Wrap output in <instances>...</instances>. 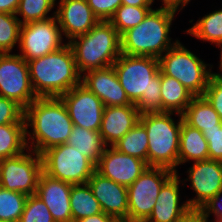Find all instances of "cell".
Here are the masks:
<instances>
[{
    "instance_id": "obj_1",
    "label": "cell",
    "mask_w": 222,
    "mask_h": 222,
    "mask_svg": "<svg viewBox=\"0 0 222 222\" xmlns=\"http://www.w3.org/2000/svg\"><path fill=\"white\" fill-rule=\"evenodd\" d=\"M24 119L27 148L40 155L51 147L65 144L74 126L59 97L36 98L24 109Z\"/></svg>"
},
{
    "instance_id": "obj_2",
    "label": "cell",
    "mask_w": 222,
    "mask_h": 222,
    "mask_svg": "<svg viewBox=\"0 0 222 222\" xmlns=\"http://www.w3.org/2000/svg\"><path fill=\"white\" fill-rule=\"evenodd\" d=\"M113 67L127 97L140 113L161 112V71L158 58L121 53Z\"/></svg>"
},
{
    "instance_id": "obj_3",
    "label": "cell",
    "mask_w": 222,
    "mask_h": 222,
    "mask_svg": "<svg viewBox=\"0 0 222 222\" xmlns=\"http://www.w3.org/2000/svg\"><path fill=\"white\" fill-rule=\"evenodd\" d=\"M33 90L37 97H60L81 84L71 47L60 49L27 62Z\"/></svg>"
},
{
    "instance_id": "obj_4",
    "label": "cell",
    "mask_w": 222,
    "mask_h": 222,
    "mask_svg": "<svg viewBox=\"0 0 222 222\" xmlns=\"http://www.w3.org/2000/svg\"><path fill=\"white\" fill-rule=\"evenodd\" d=\"M178 9L160 6L152 9L137 26L125 31L121 36V53L160 58L177 41L169 32Z\"/></svg>"
},
{
    "instance_id": "obj_5",
    "label": "cell",
    "mask_w": 222,
    "mask_h": 222,
    "mask_svg": "<svg viewBox=\"0 0 222 222\" xmlns=\"http://www.w3.org/2000/svg\"><path fill=\"white\" fill-rule=\"evenodd\" d=\"M67 43L81 75L90 70L112 66L121 55L120 35L109 21H99L87 33Z\"/></svg>"
},
{
    "instance_id": "obj_6",
    "label": "cell",
    "mask_w": 222,
    "mask_h": 222,
    "mask_svg": "<svg viewBox=\"0 0 222 222\" xmlns=\"http://www.w3.org/2000/svg\"><path fill=\"white\" fill-rule=\"evenodd\" d=\"M174 112H145L140 114L139 121L144 125L148 136V166L163 167L177 173L180 129L179 121L171 116Z\"/></svg>"
},
{
    "instance_id": "obj_7",
    "label": "cell",
    "mask_w": 222,
    "mask_h": 222,
    "mask_svg": "<svg viewBox=\"0 0 222 222\" xmlns=\"http://www.w3.org/2000/svg\"><path fill=\"white\" fill-rule=\"evenodd\" d=\"M210 65L199 59L179 40L159 58L160 71L177 79L194 96L204 95L213 74Z\"/></svg>"
},
{
    "instance_id": "obj_8",
    "label": "cell",
    "mask_w": 222,
    "mask_h": 222,
    "mask_svg": "<svg viewBox=\"0 0 222 222\" xmlns=\"http://www.w3.org/2000/svg\"><path fill=\"white\" fill-rule=\"evenodd\" d=\"M41 157L46 174L71 184L87 183L96 171L89 158L67 143L47 149Z\"/></svg>"
},
{
    "instance_id": "obj_9",
    "label": "cell",
    "mask_w": 222,
    "mask_h": 222,
    "mask_svg": "<svg viewBox=\"0 0 222 222\" xmlns=\"http://www.w3.org/2000/svg\"><path fill=\"white\" fill-rule=\"evenodd\" d=\"M174 174L163 167H147L128 189L127 220L145 222L151 215L163 184Z\"/></svg>"
},
{
    "instance_id": "obj_10",
    "label": "cell",
    "mask_w": 222,
    "mask_h": 222,
    "mask_svg": "<svg viewBox=\"0 0 222 222\" xmlns=\"http://www.w3.org/2000/svg\"><path fill=\"white\" fill-rule=\"evenodd\" d=\"M42 171L41 155L28 149L27 153L0 160V187L34 195Z\"/></svg>"
},
{
    "instance_id": "obj_11",
    "label": "cell",
    "mask_w": 222,
    "mask_h": 222,
    "mask_svg": "<svg viewBox=\"0 0 222 222\" xmlns=\"http://www.w3.org/2000/svg\"><path fill=\"white\" fill-rule=\"evenodd\" d=\"M0 96L15 101L23 109L38 98L27 61L19 54L0 53Z\"/></svg>"
},
{
    "instance_id": "obj_12",
    "label": "cell",
    "mask_w": 222,
    "mask_h": 222,
    "mask_svg": "<svg viewBox=\"0 0 222 222\" xmlns=\"http://www.w3.org/2000/svg\"><path fill=\"white\" fill-rule=\"evenodd\" d=\"M62 36L55 16L22 24L18 43L21 51L19 55L27 62L45 56L65 45Z\"/></svg>"
},
{
    "instance_id": "obj_13",
    "label": "cell",
    "mask_w": 222,
    "mask_h": 222,
    "mask_svg": "<svg viewBox=\"0 0 222 222\" xmlns=\"http://www.w3.org/2000/svg\"><path fill=\"white\" fill-rule=\"evenodd\" d=\"M59 98L65 104L73 125L99 132L105 105L93 92L80 84Z\"/></svg>"
},
{
    "instance_id": "obj_14",
    "label": "cell",
    "mask_w": 222,
    "mask_h": 222,
    "mask_svg": "<svg viewBox=\"0 0 222 222\" xmlns=\"http://www.w3.org/2000/svg\"><path fill=\"white\" fill-rule=\"evenodd\" d=\"M188 179L196 197L187 200L190 208H201L222 192V162L211 159L196 161L189 168Z\"/></svg>"
},
{
    "instance_id": "obj_15",
    "label": "cell",
    "mask_w": 222,
    "mask_h": 222,
    "mask_svg": "<svg viewBox=\"0 0 222 222\" xmlns=\"http://www.w3.org/2000/svg\"><path fill=\"white\" fill-rule=\"evenodd\" d=\"M148 167L137 157L119 152L115 147H106L104 154L96 164V171L114 182L130 186Z\"/></svg>"
},
{
    "instance_id": "obj_16",
    "label": "cell",
    "mask_w": 222,
    "mask_h": 222,
    "mask_svg": "<svg viewBox=\"0 0 222 222\" xmlns=\"http://www.w3.org/2000/svg\"><path fill=\"white\" fill-rule=\"evenodd\" d=\"M58 4L55 17L68 42L87 33L99 22L86 0H60Z\"/></svg>"
},
{
    "instance_id": "obj_17",
    "label": "cell",
    "mask_w": 222,
    "mask_h": 222,
    "mask_svg": "<svg viewBox=\"0 0 222 222\" xmlns=\"http://www.w3.org/2000/svg\"><path fill=\"white\" fill-rule=\"evenodd\" d=\"M81 84L100 98L106 107L133 104L121 86L113 65L85 72Z\"/></svg>"
},
{
    "instance_id": "obj_18",
    "label": "cell",
    "mask_w": 222,
    "mask_h": 222,
    "mask_svg": "<svg viewBox=\"0 0 222 222\" xmlns=\"http://www.w3.org/2000/svg\"><path fill=\"white\" fill-rule=\"evenodd\" d=\"M88 185L94 197L99 201L102 211L115 220H127L128 189L95 171Z\"/></svg>"
},
{
    "instance_id": "obj_19",
    "label": "cell",
    "mask_w": 222,
    "mask_h": 222,
    "mask_svg": "<svg viewBox=\"0 0 222 222\" xmlns=\"http://www.w3.org/2000/svg\"><path fill=\"white\" fill-rule=\"evenodd\" d=\"M73 184L51 177L42 171L35 195L48 207L55 222H73L70 192Z\"/></svg>"
},
{
    "instance_id": "obj_20",
    "label": "cell",
    "mask_w": 222,
    "mask_h": 222,
    "mask_svg": "<svg viewBox=\"0 0 222 222\" xmlns=\"http://www.w3.org/2000/svg\"><path fill=\"white\" fill-rule=\"evenodd\" d=\"M140 114L134 103L124 106H105L99 129L105 144L110 147L118 142L139 122Z\"/></svg>"
},
{
    "instance_id": "obj_21",
    "label": "cell",
    "mask_w": 222,
    "mask_h": 222,
    "mask_svg": "<svg viewBox=\"0 0 222 222\" xmlns=\"http://www.w3.org/2000/svg\"><path fill=\"white\" fill-rule=\"evenodd\" d=\"M179 173H174L161 187L154 209L145 222H175L190 206L185 201L180 205L181 182Z\"/></svg>"
},
{
    "instance_id": "obj_22",
    "label": "cell",
    "mask_w": 222,
    "mask_h": 222,
    "mask_svg": "<svg viewBox=\"0 0 222 222\" xmlns=\"http://www.w3.org/2000/svg\"><path fill=\"white\" fill-rule=\"evenodd\" d=\"M209 159L208 143L202 132L182 121L180 129L178 165L188 161Z\"/></svg>"
},
{
    "instance_id": "obj_23",
    "label": "cell",
    "mask_w": 222,
    "mask_h": 222,
    "mask_svg": "<svg viewBox=\"0 0 222 222\" xmlns=\"http://www.w3.org/2000/svg\"><path fill=\"white\" fill-rule=\"evenodd\" d=\"M182 118L186 124L201 132L205 129H217V125H222L219 114L204 96H194L182 113Z\"/></svg>"
},
{
    "instance_id": "obj_24",
    "label": "cell",
    "mask_w": 222,
    "mask_h": 222,
    "mask_svg": "<svg viewBox=\"0 0 222 222\" xmlns=\"http://www.w3.org/2000/svg\"><path fill=\"white\" fill-rule=\"evenodd\" d=\"M161 112L182 114L194 95L177 79L161 72Z\"/></svg>"
},
{
    "instance_id": "obj_25",
    "label": "cell",
    "mask_w": 222,
    "mask_h": 222,
    "mask_svg": "<svg viewBox=\"0 0 222 222\" xmlns=\"http://www.w3.org/2000/svg\"><path fill=\"white\" fill-rule=\"evenodd\" d=\"M66 143L89 158L95 165L99 162L107 147L98 131L84 129L76 125L73 126Z\"/></svg>"
},
{
    "instance_id": "obj_26",
    "label": "cell",
    "mask_w": 222,
    "mask_h": 222,
    "mask_svg": "<svg viewBox=\"0 0 222 222\" xmlns=\"http://www.w3.org/2000/svg\"><path fill=\"white\" fill-rule=\"evenodd\" d=\"M70 207L73 222L103 212L88 183L72 185Z\"/></svg>"
},
{
    "instance_id": "obj_27",
    "label": "cell",
    "mask_w": 222,
    "mask_h": 222,
    "mask_svg": "<svg viewBox=\"0 0 222 222\" xmlns=\"http://www.w3.org/2000/svg\"><path fill=\"white\" fill-rule=\"evenodd\" d=\"M27 151L25 123L0 125V160L11 158Z\"/></svg>"
},
{
    "instance_id": "obj_28",
    "label": "cell",
    "mask_w": 222,
    "mask_h": 222,
    "mask_svg": "<svg viewBox=\"0 0 222 222\" xmlns=\"http://www.w3.org/2000/svg\"><path fill=\"white\" fill-rule=\"evenodd\" d=\"M113 147L121 153L144 160L148 165V136L144 125L140 121Z\"/></svg>"
},
{
    "instance_id": "obj_29",
    "label": "cell",
    "mask_w": 222,
    "mask_h": 222,
    "mask_svg": "<svg viewBox=\"0 0 222 222\" xmlns=\"http://www.w3.org/2000/svg\"><path fill=\"white\" fill-rule=\"evenodd\" d=\"M202 41H208L218 47L222 46V9L203 16L187 31Z\"/></svg>"
},
{
    "instance_id": "obj_30",
    "label": "cell",
    "mask_w": 222,
    "mask_h": 222,
    "mask_svg": "<svg viewBox=\"0 0 222 222\" xmlns=\"http://www.w3.org/2000/svg\"><path fill=\"white\" fill-rule=\"evenodd\" d=\"M151 10V6L120 5L109 22L121 36L141 23Z\"/></svg>"
},
{
    "instance_id": "obj_31",
    "label": "cell",
    "mask_w": 222,
    "mask_h": 222,
    "mask_svg": "<svg viewBox=\"0 0 222 222\" xmlns=\"http://www.w3.org/2000/svg\"><path fill=\"white\" fill-rule=\"evenodd\" d=\"M56 0H20L19 6L16 12V16H22L23 19L18 18L20 24H26L33 21L46 20L55 16L47 15L56 5Z\"/></svg>"
},
{
    "instance_id": "obj_32",
    "label": "cell",
    "mask_w": 222,
    "mask_h": 222,
    "mask_svg": "<svg viewBox=\"0 0 222 222\" xmlns=\"http://www.w3.org/2000/svg\"><path fill=\"white\" fill-rule=\"evenodd\" d=\"M27 195L0 187V220L18 222L23 213Z\"/></svg>"
},
{
    "instance_id": "obj_33",
    "label": "cell",
    "mask_w": 222,
    "mask_h": 222,
    "mask_svg": "<svg viewBox=\"0 0 222 222\" xmlns=\"http://www.w3.org/2000/svg\"><path fill=\"white\" fill-rule=\"evenodd\" d=\"M21 24L18 16L0 13V53H11L19 43Z\"/></svg>"
},
{
    "instance_id": "obj_34",
    "label": "cell",
    "mask_w": 222,
    "mask_h": 222,
    "mask_svg": "<svg viewBox=\"0 0 222 222\" xmlns=\"http://www.w3.org/2000/svg\"><path fill=\"white\" fill-rule=\"evenodd\" d=\"M18 222H55L48 207L35 194L27 197Z\"/></svg>"
},
{
    "instance_id": "obj_35",
    "label": "cell",
    "mask_w": 222,
    "mask_h": 222,
    "mask_svg": "<svg viewBox=\"0 0 222 222\" xmlns=\"http://www.w3.org/2000/svg\"><path fill=\"white\" fill-rule=\"evenodd\" d=\"M25 123L24 109L15 101L0 96V125Z\"/></svg>"
},
{
    "instance_id": "obj_36",
    "label": "cell",
    "mask_w": 222,
    "mask_h": 222,
    "mask_svg": "<svg viewBox=\"0 0 222 222\" xmlns=\"http://www.w3.org/2000/svg\"><path fill=\"white\" fill-rule=\"evenodd\" d=\"M222 120V76L213 73L203 95Z\"/></svg>"
},
{
    "instance_id": "obj_37",
    "label": "cell",
    "mask_w": 222,
    "mask_h": 222,
    "mask_svg": "<svg viewBox=\"0 0 222 222\" xmlns=\"http://www.w3.org/2000/svg\"><path fill=\"white\" fill-rule=\"evenodd\" d=\"M86 2L99 21H109L117 8L122 5V0H86Z\"/></svg>"
},
{
    "instance_id": "obj_38",
    "label": "cell",
    "mask_w": 222,
    "mask_h": 222,
    "mask_svg": "<svg viewBox=\"0 0 222 222\" xmlns=\"http://www.w3.org/2000/svg\"><path fill=\"white\" fill-rule=\"evenodd\" d=\"M209 150V159L222 162V125H217V129L203 130Z\"/></svg>"
},
{
    "instance_id": "obj_39",
    "label": "cell",
    "mask_w": 222,
    "mask_h": 222,
    "mask_svg": "<svg viewBox=\"0 0 222 222\" xmlns=\"http://www.w3.org/2000/svg\"><path fill=\"white\" fill-rule=\"evenodd\" d=\"M222 192H219L215 197L210 199L206 204H204L201 209L208 219L211 214H214L216 218L213 222H222ZM221 200V201H220Z\"/></svg>"
},
{
    "instance_id": "obj_40",
    "label": "cell",
    "mask_w": 222,
    "mask_h": 222,
    "mask_svg": "<svg viewBox=\"0 0 222 222\" xmlns=\"http://www.w3.org/2000/svg\"><path fill=\"white\" fill-rule=\"evenodd\" d=\"M201 208H189L175 222H208ZM212 222V221H209Z\"/></svg>"
},
{
    "instance_id": "obj_41",
    "label": "cell",
    "mask_w": 222,
    "mask_h": 222,
    "mask_svg": "<svg viewBox=\"0 0 222 222\" xmlns=\"http://www.w3.org/2000/svg\"><path fill=\"white\" fill-rule=\"evenodd\" d=\"M20 0H0V13L16 14Z\"/></svg>"
},
{
    "instance_id": "obj_42",
    "label": "cell",
    "mask_w": 222,
    "mask_h": 222,
    "mask_svg": "<svg viewBox=\"0 0 222 222\" xmlns=\"http://www.w3.org/2000/svg\"><path fill=\"white\" fill-rule=\"evenodd\" d=\"M115 221L116 220L112 216L107 215L104 212H101L94 216L82 218L80 220H77L76 222H115Z\"/></svg>"
},
{
    "instance_id": "obj_43",
    "label": "cell",
    "mask_w": 222,
    "mask_h": 222,
    "mask_svg": "<svg viewBox=\"0 0 222 222\" xmlns=\"http://www.w3.org/2000/svg\"><path fill=\"white\" fill-rule=\"evenodd\" d=\"M163 6H169L173 7L179 10V6L181 7L179 12L183 10L182 8H185V6L191 1V0H162Z\"/></svg>"
},
{
    "instance_id": "obj_44",
    "label": "cell",
    "mask_w": 222,
    "mask_h": 222,
    "mask_svg": "<svg viewBox=\"0 0 222 222\" xmlns=\"http://www.w3.org/2000/svg\"><path fill=\"white\" fill-rule=\"evenodd\" d=\"M154 0H122V5L130 6H152Z\"/></svg>"
},
{
    "instance_id": "obj_45",
    "label": "cell",
    "mask_w": 222,
    "mask_h": 222,
    "mask_svg": "<svg viewBox=\"0 0 222 222\" xmlns=\"http://www.w3.org/2000/svg\"><path fill=\"white\" fill-rule=\"evenodd\" d=\"M220 49H221V55H220V64H219V70L221 71V73H216V74H218V75H220V76H222V46L220 47Z\"/></svg>"
},
{
    "instance_id": "obj_46",
    "label": "cell",
    "mask_w": 222,
    "mask_h": 222,
    "mask_svg": "<svg viewBox=\"0 0 222 222\" xmlns=\"http://www.w3.org/2000/svg\"><path fill=\"white\" fill-rule=\"evenodd\" d=\"M115 222H135V221H130V220H116Z\"/></svg>"
}]
</instances>
